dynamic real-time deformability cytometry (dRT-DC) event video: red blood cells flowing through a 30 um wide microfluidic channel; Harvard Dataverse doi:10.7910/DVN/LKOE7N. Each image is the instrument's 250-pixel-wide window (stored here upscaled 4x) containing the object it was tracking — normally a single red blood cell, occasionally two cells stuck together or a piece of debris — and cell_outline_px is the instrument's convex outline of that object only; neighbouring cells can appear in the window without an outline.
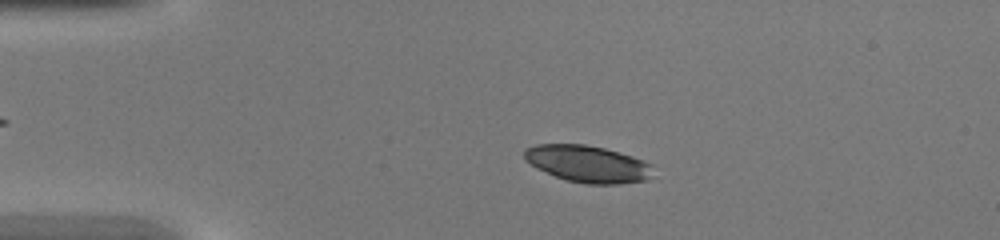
{"species": "common noctule bat (a hibernating species)", "species_latin": "Nyctalus noctula", "temperature_condition": "warm", "stored_images_in_passage": 44, "camera_frame_rate_fps": 3000, "um_per_image_px": 0.085, "animal": {"sex": "female", "body_mass_g": 20.0, "forearm_length_mm": 54.0}, "frame": {"image": 1, "passage_image": 9, "time_ms": 2.667, "image_size_px": [1000, 240], "cell_outline_px": [[652, 176], [648, 180], [620, 184], [584, 184], [564, 180], [536, 168], [524, 160], [524, 148], [536, 144], [584, 144], [604, 148], [632, 156], [644, 160], [652, 164]], "centroid_in_image_um": [49.95, 13.94], "position_along_channel_um": 35.1, "area_um2": 28.03}}